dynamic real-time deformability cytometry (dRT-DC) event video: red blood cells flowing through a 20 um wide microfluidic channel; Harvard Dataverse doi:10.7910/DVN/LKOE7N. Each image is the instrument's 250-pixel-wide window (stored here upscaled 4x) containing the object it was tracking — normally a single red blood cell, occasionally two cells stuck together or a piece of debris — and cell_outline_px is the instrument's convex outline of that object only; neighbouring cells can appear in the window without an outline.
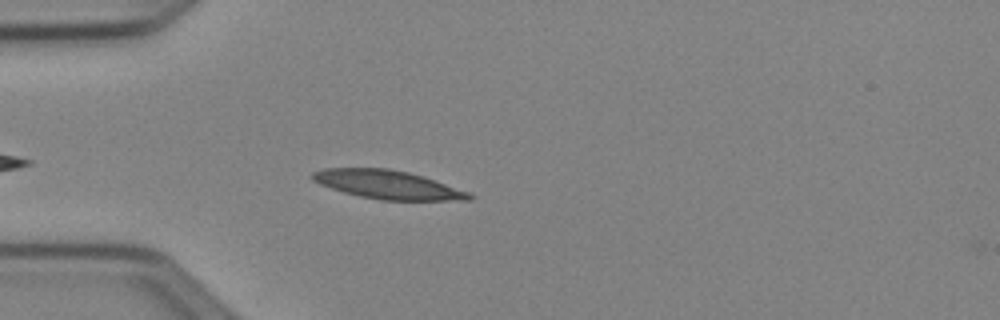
{"species": "Egyptian fruit bat (a non-hibernating species)", "species_latin": "Rousettus aegyptiacus", "temperature_condition": "cold", "stored_images_in_passage": 39, "camera_frame_rate_fps": 3000, "um_per_image_px": 0.085, "animal": {"sex": "female"}, "frame": {"image": 1, "passage_image": 5, "time_ms": 1.333, "image_size_px": [1000, 320], "cell_outline_px": [[476, 196], [472, 200], [380, 200], [360, 196], [344, 192], [320, 184], [312, 180], [308, 176], [312, 172], [324, 168], [388, 168], [408, 172], [468, 192]], "centroid_in_image_um": [32.9, 15.69], "position_along_channel_um": 52.1, "area_um2": 25.84}}
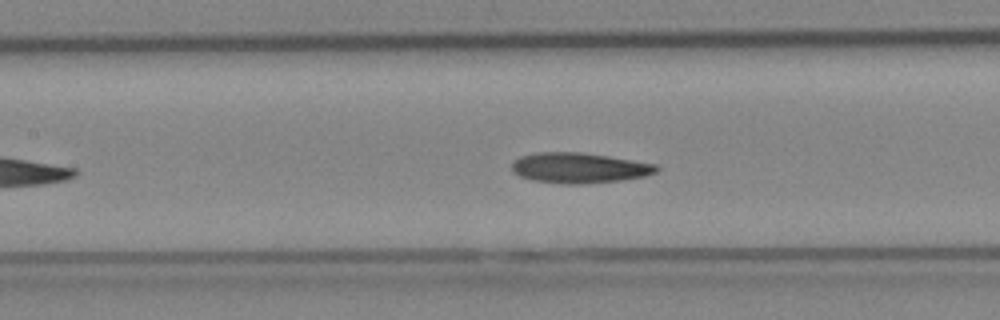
{"frame": {"image": 2, "passage_image": 14, "time_ms": 4.333, "image_size_px": [1000, 320], "cell_outline_px": [[660, 168], [656, 172], [644, 176], [624, 180], [584, 184], [560, 184], [532, 180], [520, 176], [512, 172], [512, 164], [520, 156], [536, 152], [580, 152], [608, 156], [656, 164]], "centroid_in_image_um": [49.22, 14.28], "position_along_channel_um": 158.2, "area_um2": 25.72}}
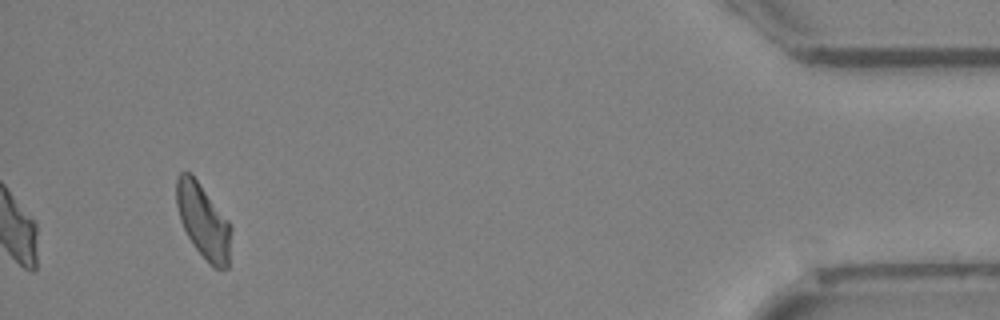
{"frame": {"image": 3, "passage_image": 39, "time_ms": 12.667, "image_size_px": [1000, 320], "cell_outline_px": [[232, 228], [228, 268], [216, 268], [192, 244], [180, 220], [176, 204], [176, 180], [180, 172], [188, 172], [196, 180], [228, 220]], "centroid_in_image_um": [17.28, 18.8], "position_along_channel_um": 417.9, "area_um2": 23.12}, "authors_computed_cell_mechanics": {"area_um2": 24.3916, "velocity_mm_per_s": 3.9368, "shape_relaxation_time_tau1_ms": null, "shape_relaxation_time_tau2_ms": 5.5157, "deformation_change_tau1": null, "deformation_change_tau2": 0.1265}}